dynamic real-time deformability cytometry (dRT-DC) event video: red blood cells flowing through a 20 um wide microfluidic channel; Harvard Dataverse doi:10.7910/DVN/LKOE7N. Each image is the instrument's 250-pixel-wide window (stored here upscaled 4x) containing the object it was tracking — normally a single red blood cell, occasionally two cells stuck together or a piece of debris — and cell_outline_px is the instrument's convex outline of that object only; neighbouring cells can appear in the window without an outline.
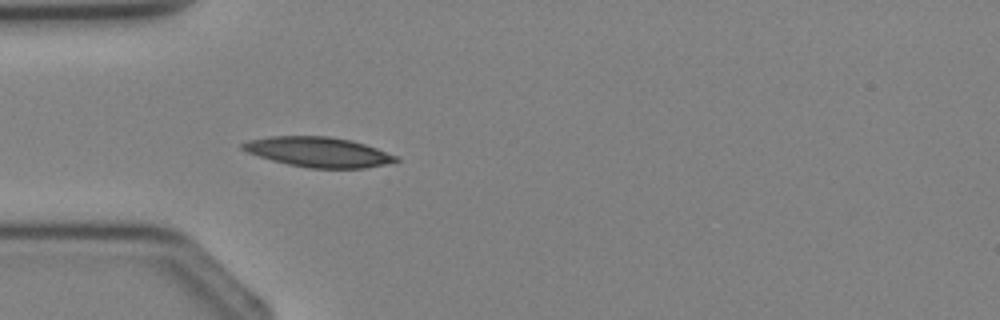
{"species": "Egyptian fruit bat (a non-hibernating species)", "species_latin": "Rousettus aegyptiacus", "temperature_condition": "cold", "stored_images_in_passage": 2, "camera_frame_rate_fps": 3000, "um_per_image_px": 0.085, "animal": {"sex": "female"}, "frame": {"image": 1, "passage_image": 2, "time_ms": 1.333, "image_size_px": [1000, 320], "cell_outline_px": [[400, 160], [384, 164], [364, 168], [308, 168], [288, 164], [272, 160], [248, 152], [240, 148], [240, 144], [248, 140], [268, 136], [328, 136], [352, 140], [400, 156]], "centroid_in_image_um": [27.06, 12.91], "position_along_channel_um": 57.9, "area_um2": 26.76}}